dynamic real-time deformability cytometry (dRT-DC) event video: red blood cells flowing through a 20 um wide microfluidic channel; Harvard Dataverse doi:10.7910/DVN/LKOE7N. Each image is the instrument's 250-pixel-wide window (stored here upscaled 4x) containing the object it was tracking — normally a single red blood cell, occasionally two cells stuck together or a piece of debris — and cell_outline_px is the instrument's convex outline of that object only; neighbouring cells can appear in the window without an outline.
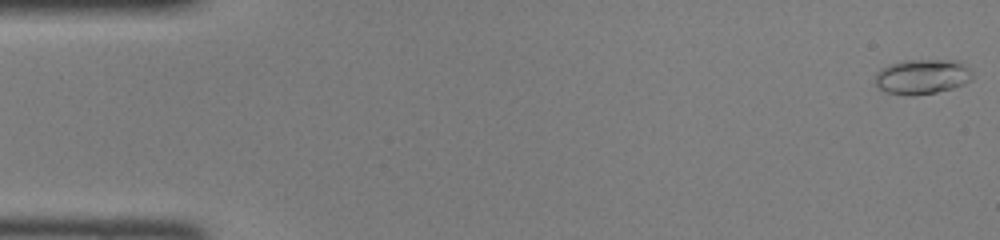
{"species": "common noctule bat (a hibernating species)", "species_latin": "Nyctalus noctula", "temperature_condition": "room temperature", "stored_images_in_passage": 46, "camera_frame_rate_fps": 3000, "um_per_image_px": 0.085, "animal": {"sex": "female", "body_mass_g": 22.0, "forearm_length_mm": 56.7}, "frame": {"image": 1, "passage_image": 1, "time_ms": 0.0, "image_size_px": [1000, 240], "cell_outline_px": [[972, 80], [964, 84], [952, 88], [936, 92], [912, 96], [908, 96], [888, 92], [876, 88], [876, 72], [880, 68], [888, 64], [904, 60], [960, 60], [972, 72]], "centroid_in_image_um": [78.37, 6.51], "position_along_channel_um": 6.6, "area_um2": 20.06}}
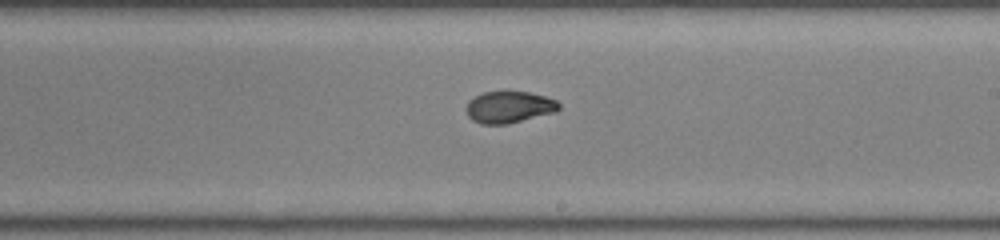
{"frame": {"image": 2, "passage_image": 27, "time_ms": 8.667, "image_size_px": [1000, 240], "cell_outline_px": [[560, 108], [556, 112], [508, 124], [480, 124], [472, 120], [468, 116], [464, 108], [468, 100], [484, 92], [528, 92], [544, 96], [556, 100], [560, 104]], "centroid_in_image_um": [43.25, 9.12], "position_along_channel_um": 245.8, "area_um2": 17.22}}
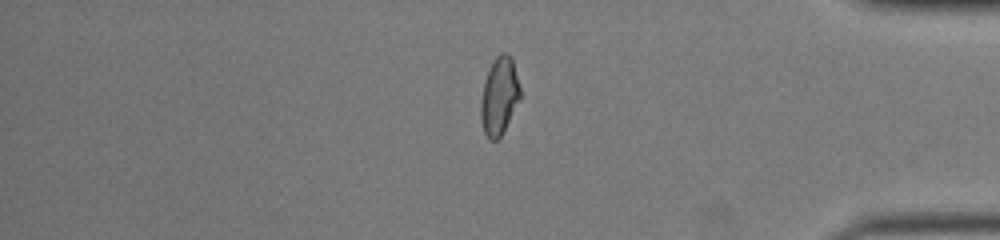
{"frame": {"image": 3, "passage_image": 39, "time_ms": 12.667, "image_size_px": [1000, 240], "cell_outline_px": [[520, 100], [500, 136], [496, 140], [488, 140], [484, 132], [480, 120], [480, 100], [484, 80], [496, 56], [500, 52], [508, 52], [512, 60], [520, 88]], "centroid_in_image_um": [42.41, 8.17], "position_along_channel_um": 392.8, "area_um2": 17.74}}